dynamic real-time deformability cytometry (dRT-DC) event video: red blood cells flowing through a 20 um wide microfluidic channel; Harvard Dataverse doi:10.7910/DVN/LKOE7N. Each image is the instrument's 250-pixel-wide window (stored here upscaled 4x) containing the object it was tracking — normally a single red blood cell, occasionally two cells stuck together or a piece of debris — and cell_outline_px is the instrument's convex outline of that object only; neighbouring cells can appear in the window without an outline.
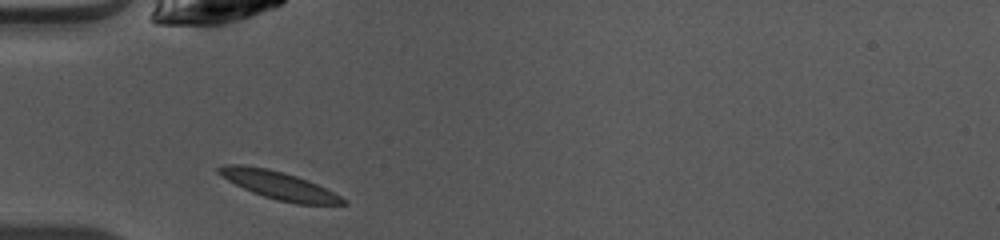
{"species": "common noctule bat (a hibernating species)", "species_latin": "Nyctalus noctula", "temperature_condition": "warm", "stored_images_in_passage": 35, "camera_frame_rate_fps": 3000, "um_per_image_px": 0.085, "animal": {"sex": "female", "body_mass_g": 10.0, "forearm_length_mm": 53.1}, "frame": {"image": 1, "passage_image": 1, "time_ms": 0.0, "image_size_px": [1000, 240], "cell_outline_px": [[348, 204], [296, 204], [276, 200], [252, 192], [228, 180], [216, 172], [216, 168], [224, 164], [240, 164], [268, 168], [284, 172], [308, 180], [348, 200]], "centroid_in_image_um": [23.69, 15.74], "position_along_channel_um": 61.3, "area_um2": 20.11}}
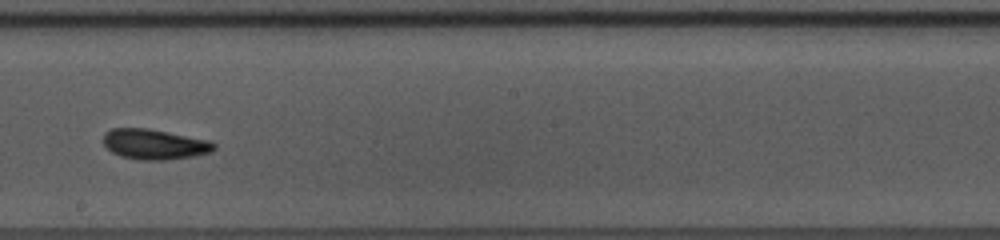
{"frame": {"image": 2, "passage_image": 14, "time_ms": 4.333, "image_size_px": [1000, 240], "cell_outline_px": [[216, 148], [212, 152], [192, 156], [168, 160], [140, 160], [120, 156], [112, 152], [104, 144], [104, 132], [112, 128], [148, 128], [212, 140], [216, 144]], "centroid_in_image_um": [13.17, 12.26], "position_along_channel_um": 235.0, "area_um2": 19.77}}
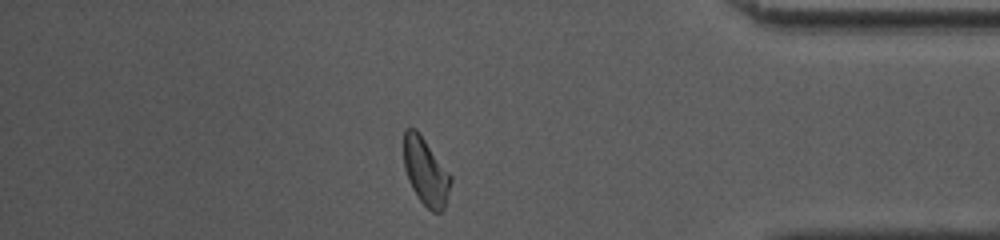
{"frame": {"image": 3, "passage_image": 28, "time_ms": 9.0, "image_size_px": [1000, 240], "cell_outline_px": [[452, 180], [444, 208], [440, 212], [432, 212], [420, 200], [412, 188], [408, 180], [404, 168], [404, 128], [416, 128], [420, 132], [452, 176]], "centroid_in_image_um": [36.18, 14.55], "position_along_channel_um": 399.0, "area_um2": 18.5}, "authors_computed_cell_mechanics": {"area_um2": 18.6694, "velocity_mm_per_s": 4.0732, "shape_relaxation_time_tau1_ms": 2.7849, "shape_relaxation_time_tau2_ms": 1.462, "deformation_change_tau1": 0.1126, "deformation_change_tau2": 0.0705}}